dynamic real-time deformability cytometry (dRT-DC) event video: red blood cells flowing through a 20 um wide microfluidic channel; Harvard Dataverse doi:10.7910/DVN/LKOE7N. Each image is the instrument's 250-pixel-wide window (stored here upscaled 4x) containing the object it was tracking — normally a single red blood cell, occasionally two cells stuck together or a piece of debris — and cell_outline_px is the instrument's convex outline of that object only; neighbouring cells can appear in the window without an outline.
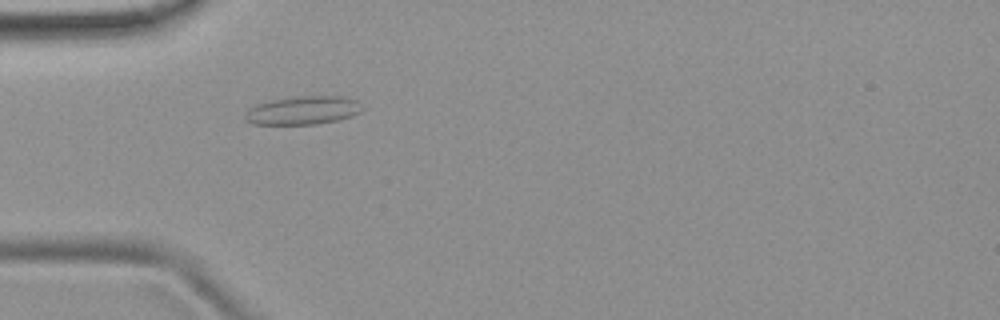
{"species": "common noctule bat (a hibernating species)", "species_latin": "Nyctalus noctula", "temperature_condition": "room temperature", "stored_images_in_passage": 42, "camera_frame_rate_fps": 3000, "um_per_image_px": 0.085, "animal": {"sex": "female", "body_mass_g": 19.9}, "frame": {"image": 1, "passage_image": 6, "time_ms": 1.667, "image_size_px": [1000, 320], "cell_outline_px": [[364, 108], [360, 112], [352, 116], [336, 120], [316, 124], [252, 124], [244, 116], [256, 104], [268, 100], [292, 96], [344, 96], [356, 100]], "centroid_in_image_um": [25.79, 9.36], "position_along_channel_um": 59.2, "area_um2": 19.36}}
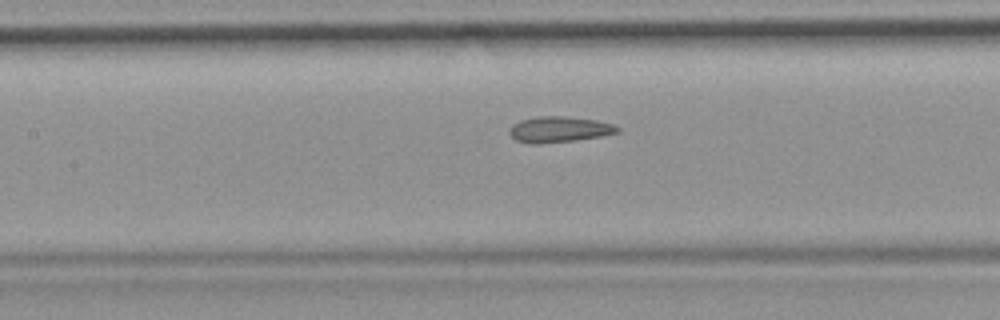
{"frame": {"image": 2, "passage_image": 14, "time_ms": 4.333, "image_size_px": [1000, 320], "cell_outline_px": [[620, 132], [600, 136], [576, 140], [540, 144], [532, 144], [516, 140], [508, 132], [508, 128], [512, 124], [520, 120], [536, 116], [564, 116], [596, 120], [612, 124], [620, 128]], "centroid_in_image_um": [47.49, 11.0], "position_along_channel_um": 159.9, "area_um2": 16.36}}
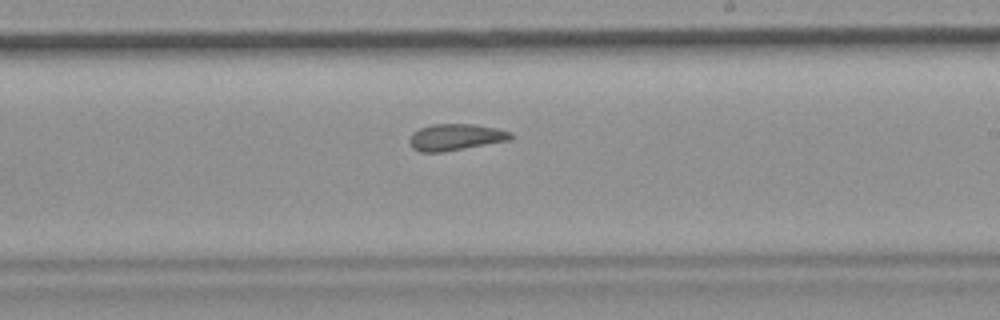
{"frame": {"image": 3, "passage_image": 21, "time_ms": 6.667, "image_size_px": [1000, 320], "cell_outline_px": [[516, 136], [512, 140], [440, 152], [420, 152], [412, 148], [408, 140], [412, 132], [420, 128], [432, 124], [476, 124], [496, 128], [512, 132]], "centroid_in_image_um": [38.75, 11.65], "position_along_channel_um": 250.2, "area_um2": 15.84}, "authors_computed_cell_mechanics": {"area_um2": 16.3863, "velocity_mm_per_s": 3.9035, "shape_relaxation_time_tau1_ms": null, "shape_relaxation_time_tau2_ms": 2.4395, "deformation_change_tau1": null, "deformation_change_tau2": 0.0938}}